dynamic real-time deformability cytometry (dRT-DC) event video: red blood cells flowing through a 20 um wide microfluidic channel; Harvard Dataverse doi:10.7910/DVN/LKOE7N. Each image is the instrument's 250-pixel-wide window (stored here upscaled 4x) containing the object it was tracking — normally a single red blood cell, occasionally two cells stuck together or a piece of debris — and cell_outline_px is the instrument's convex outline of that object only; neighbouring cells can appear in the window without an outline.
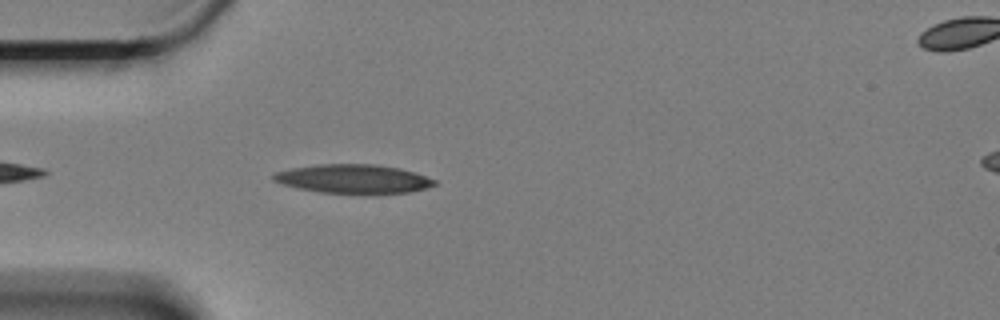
{"species": "Egyptian fruit bat (a non-hibernating species)", "species_latin": "Rousettus aegyptiacus", "temperature_condition": "cold", "stored_images_in_passage": 23, "camera_frame_rate_fps": 3000, "um_per_image_px": 0.085, "animal": {"sex": "female"}, "frame": {"image": 1, "passage_image": 4, "time_ms": 1.0, "image_size_px": [1000, 320], "cell_outline_px": [[436, 184], [424, 188], [408, 192], [320, 192], [300, 188], [284, 184], [272, 180], [272, 176], [276, 172], [292, 168], [316, 164], [376, 164], [400, 168], [436, 180]], "centroid_in_image_um": [30.0, 15.17], "position_along_channel_um": 55.0, "area_um2": 26.3}}
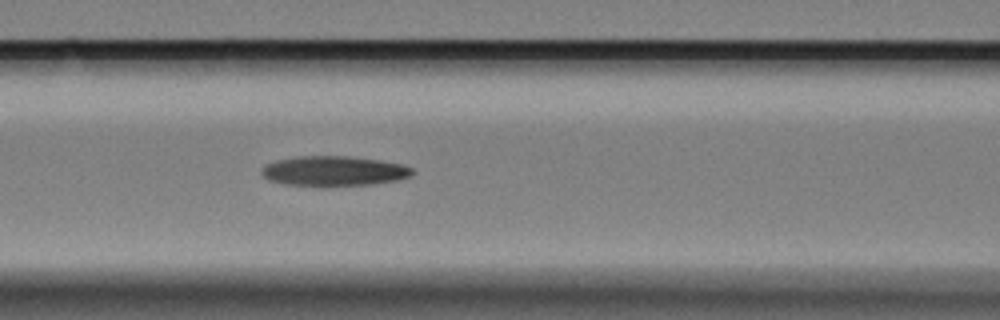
{"frame": {"image": 2, "passage_image": 12, "time_ms": 3.667, "image_size_px": [1000, 320], "cell_outline_px": [[416, 172], [412, 176], [396, 180], [372, 184], [320, 188], [284, 184], [268, 180], [260, 172], [264, 164], [276, 160], [296, 156], [348, 156], [380, 160], [400, 164], [412, 168]], "centroid_in_image_um": [28.34, 14.56], "position_along_channel_um": 138.3, "area_um2": 27.05}}
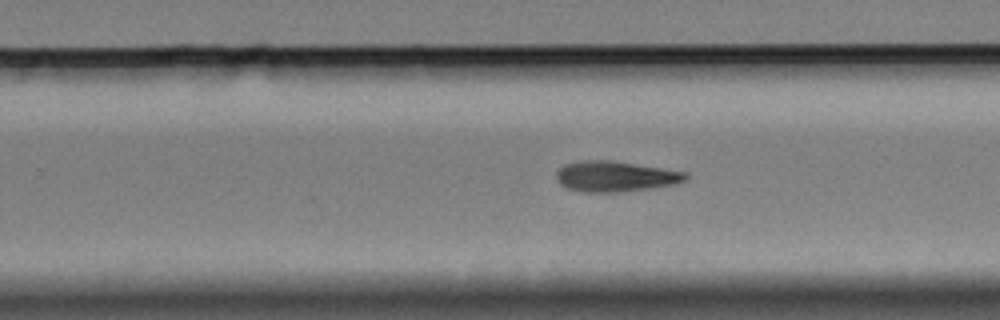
{"frame": {"image": 3, "passage_image": 21, "time_ms": 6.667, "image_size_px": [1000, 320], "cell_outline_px": [[688, 176], [684, 180], [672, 184], [652, 188], [616, 192], [580, 192], [568, 188], [560, 184], [556, 176], [556, 172], [564, 164], [584, 160], [612, 160], [688, 172]], "centroid_in_image_um": [52.28, 14.99], "position_along_channel_um": 277.5, "area_um2": 22.95}}